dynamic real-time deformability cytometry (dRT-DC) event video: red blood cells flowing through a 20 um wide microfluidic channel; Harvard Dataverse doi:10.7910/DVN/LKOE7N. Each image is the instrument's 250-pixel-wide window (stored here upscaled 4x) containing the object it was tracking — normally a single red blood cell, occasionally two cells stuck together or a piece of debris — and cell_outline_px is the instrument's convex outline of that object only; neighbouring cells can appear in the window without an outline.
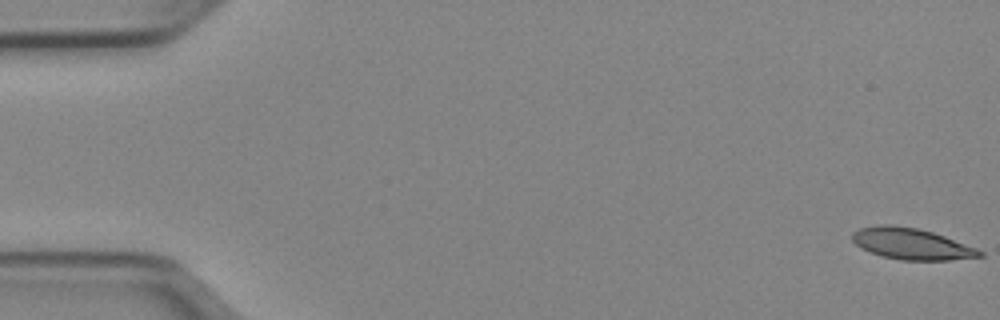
{"species": "Egyptian fruit bat (a non-hibernating species)", "species_latin": "Rousettus aegyptiacus", "temperature_condition": "cold", "stored_images_in_passage": 53, "camera_frame_rate_fps": 3000, "um_per_image_px": 0.085, "animal": {"sex": "female"}, "frame": {"image": 1, "passage_image": 1, "time_ms": 0.0, "image_size_px": [1000, 320], "cell_outline_px": [[984, 256], [948, 260], [900, 260], [884, 256], [860, 248], [852, 240], [852, 232], [860, 228], [880, 224], [892, 224], [916, 228], [932, 232], [944, 236], [976, 248], [984, 252]], "centroid_in_image_um": [77.46, 20.72], "position_along_channel_um": 7.5, "area_um2": 23.06}}
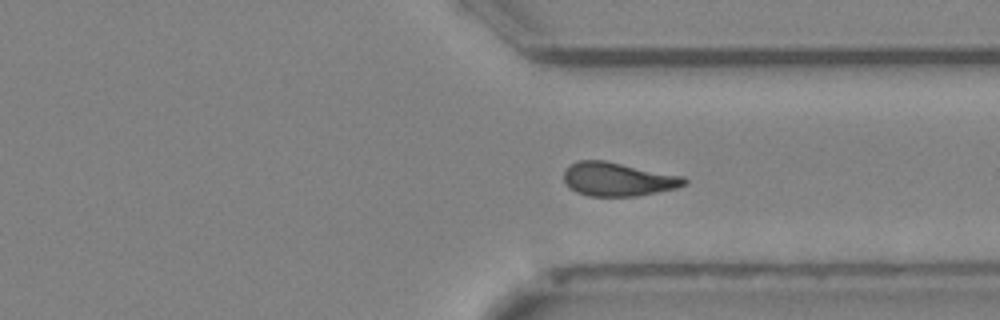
{"frame": {"image": 2, "passage_image": 39, "time_ms": 12.667, "image_size_px": [1000, 320], "cell_outline_px": [[688, 184], [676, 188], [636, 196], [588, 196], [576, 192], [568, 188], [564, 180], [564, 168], [568, 164], [580, 160], [604, 160], [684, 176], [688, 180]], "centroid_in_image_um": [52.5, 15.23], "position_along_channel_um": 358.9, "area_um2": 23.87}}
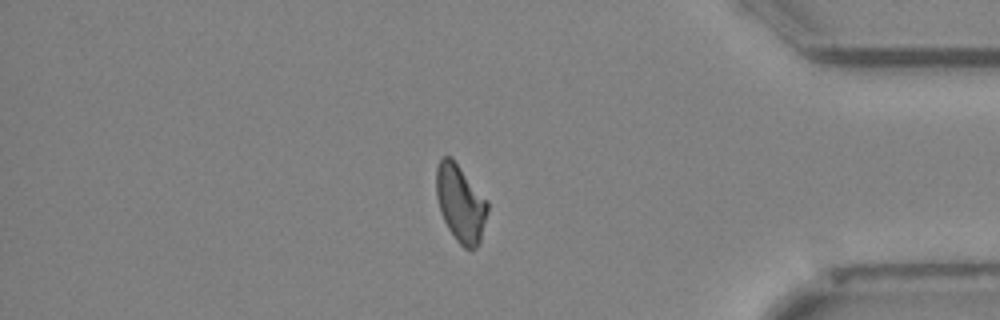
{"frame": {"image": 3, "passage_image": 44, "time_ms": 14.333, "image_size_px": [1000, 320], "cell_outline_px": [[488, 212], [480, 244], [476, 248], [464, 248], [456, 240], [448, 228], [440, 212], [436, 196], [436, 168], [440, 160], [444, 156], [452, 156], [488, 200]], "centroid_in_image_um": [39.16, 17.27], "position_along_channel_um": 396.0, "area_um2": 23.41}, "authors_computed_cell_mechanics": {"area_um2": 23.9292, "velocity_mm_per_s": 3.9537, "shape_relaxation_time_tau1_ms": 7.7795, "shape_relaxation_time_tau2_ms": 4.6312, "deformation_change_tau1": 0.1794, "deformation_change_tau2": 0.1252}}